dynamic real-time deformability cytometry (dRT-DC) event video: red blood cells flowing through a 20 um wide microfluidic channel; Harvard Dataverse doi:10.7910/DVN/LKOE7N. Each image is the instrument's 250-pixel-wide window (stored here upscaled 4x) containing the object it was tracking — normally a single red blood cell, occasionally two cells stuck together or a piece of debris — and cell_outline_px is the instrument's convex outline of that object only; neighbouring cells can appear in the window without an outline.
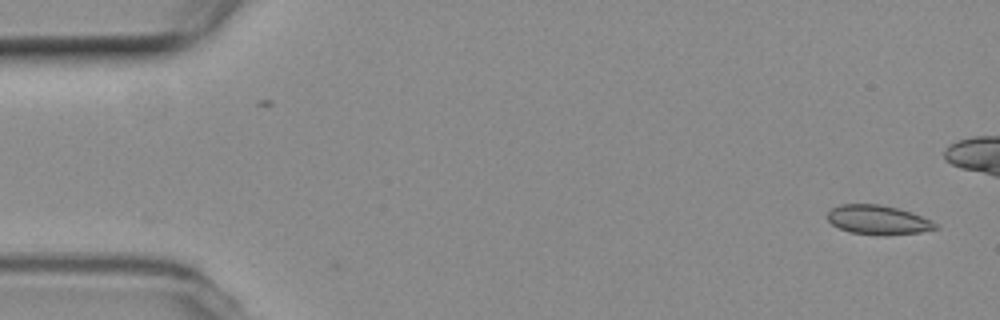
{"species": "common noctule bat (a hibernating species)", "species_latin": "Nyctalus noctula", "temperature_condition": "room temperature", "stored_images_in_passage": 2, "camera_frame_rate_fps": 3000, "um_per_image_px": 0.085, "animal": {"sex": "female", "body_mass_g": 19.3, "forearm_length_mm": 54.1}, "frame": {"image": 1, "passage_image": 2, "time_ms": 0.333, "image_size_px": [1000, 320], "cell_outline_px": [[940, 228], [920, 232], [884, 236], [848, 232], [832, 224], [828, 220], [828, 212], [832, 208], [840, 204], [880, 204], [912, 212], [932, 220]], "centroid_in_image_um": [74.65, 18.7], "position_along_channel_um": 10.3, "area_um2": 18.55}}